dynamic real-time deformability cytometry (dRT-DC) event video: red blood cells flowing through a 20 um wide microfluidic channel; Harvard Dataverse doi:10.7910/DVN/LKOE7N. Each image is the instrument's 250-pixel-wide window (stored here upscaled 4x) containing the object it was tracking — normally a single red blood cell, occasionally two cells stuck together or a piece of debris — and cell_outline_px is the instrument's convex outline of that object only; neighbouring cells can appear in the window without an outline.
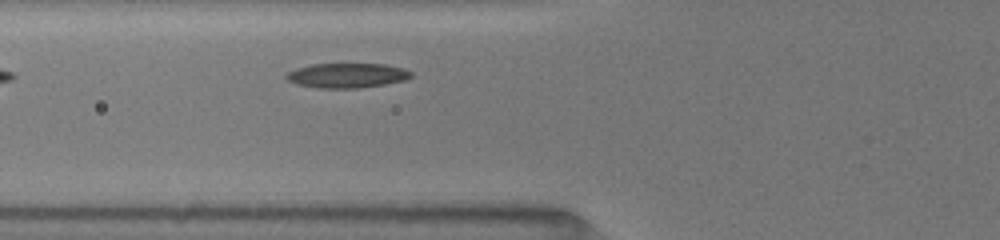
{"species": "common noctule bat (a hibernating species)", "species_latin": "Nyctalus noctula", "temperature_condition": "room temperature", "stored_images_in_passage": 3, "camera_frame_rate_fps": 3000, "um_per_image_px": 0.085, "animal": {"sex": "female", "body_mass_g": 19.5, "forearm_length_mm": 54.1}, "frame": {"image": 1, "passage_image": 3, "time_ms": 1.667, "image_size_px": [1000, 240], "cell_outline_px": [[412, 76], [404, 80], [384, 84], [356, 88], [320, 88], [296, 84], [288, 80], [284, 76], [288, 72], [296, 68], [312, 64], [384, 64], [404, 68], [412, 72]], "centroid_in_image_um": [29.48, 6.41], "position_along_channel_um": 96.3, "area_um2": 17.86}}